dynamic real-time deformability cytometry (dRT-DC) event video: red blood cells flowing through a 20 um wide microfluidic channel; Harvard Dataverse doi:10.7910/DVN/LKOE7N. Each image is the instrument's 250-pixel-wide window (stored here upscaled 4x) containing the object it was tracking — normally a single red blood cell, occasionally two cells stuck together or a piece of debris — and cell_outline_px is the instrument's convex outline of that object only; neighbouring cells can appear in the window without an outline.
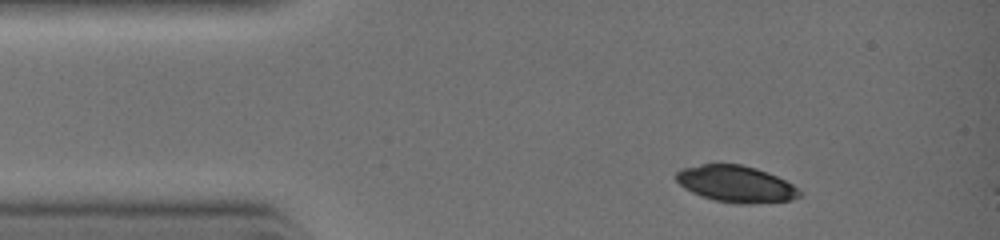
{"species": "common noctule bat (a hibernating species)", "species_latin": "Nyctalus noctula", "temperature_condition": "warm", "stored_images_in_passage": 26, "camera_frame_rate_fps": 3000, "um_per_image_px": 0.085, "animal": {"sex": "female", "body_mass_g": 19.0, "forearm_length_mm": 51.5}, "frame": {"image": 1, "passage_image": 1, "time_ms": 0.0, "image_size_px": [1000, 240], "cell_outline_px": [[804, 192], [800, 196], [792, 200], [748, 204], [736, 204], [716, 200], [692, 192], [684, 188], [676, 180], [676, 172], [680, 168], [700, 164], [740, 164], [756, 168], [768, 172], [792, 184]], "centroid_in_image_um": [62.57, 15.63], "position_along_channel_um": 22.4, "area_um2": 26.36}}
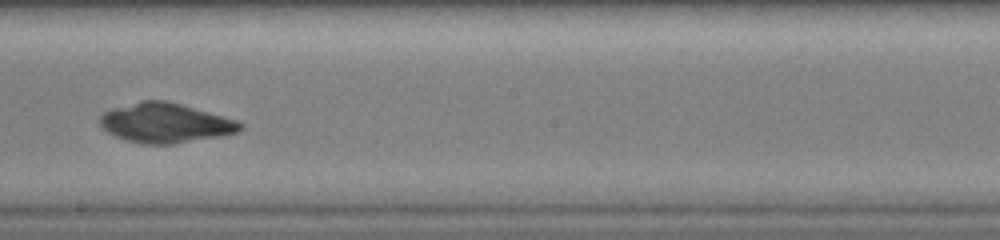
{"frame": {"image": 2, "passage_image": 15, "time_ms": 4.667, "image_size_px": [1000, 240], "cell_outline_px": [[244, 128], [240, 132], [220, 136], [172, 144], [140, 144], [116, 136], [108, 132], [100, 124], [100, 116], [104, 112], [116, 108], [144, 100], [164, 100], [180, 104], [240, 120], [244, 124]], "centroid_in_image_um": [14.14, 10.46], "position_along_channel_um": 234.1, "area_um2": 32.19}}
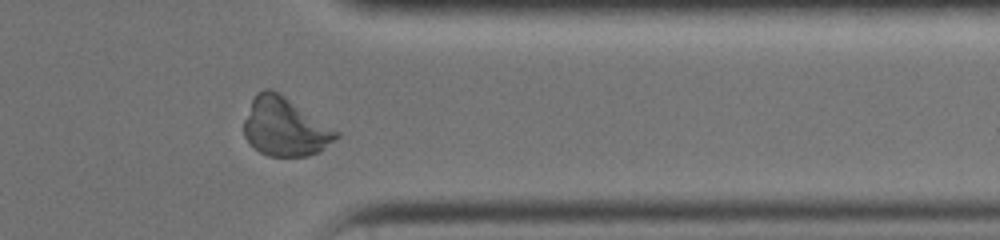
{"frame": {"image": 3, "passage_image": 23, "time_ms": 7.333, "image_size_px": [1000, 240], "cell_outline_px": [[340, 136], [336, 140], [320, 152], [308, 156], [268, 156], [260, 152], [244, 136], [244, 120], [252, 100], [256, 92], [264, 88], [268, 88], [284, 96], [340, 132]], "centroid_in_image_um": [24.24, 10.8], "position_along_channel_um": 387.2, "area_um2": 31.21}}